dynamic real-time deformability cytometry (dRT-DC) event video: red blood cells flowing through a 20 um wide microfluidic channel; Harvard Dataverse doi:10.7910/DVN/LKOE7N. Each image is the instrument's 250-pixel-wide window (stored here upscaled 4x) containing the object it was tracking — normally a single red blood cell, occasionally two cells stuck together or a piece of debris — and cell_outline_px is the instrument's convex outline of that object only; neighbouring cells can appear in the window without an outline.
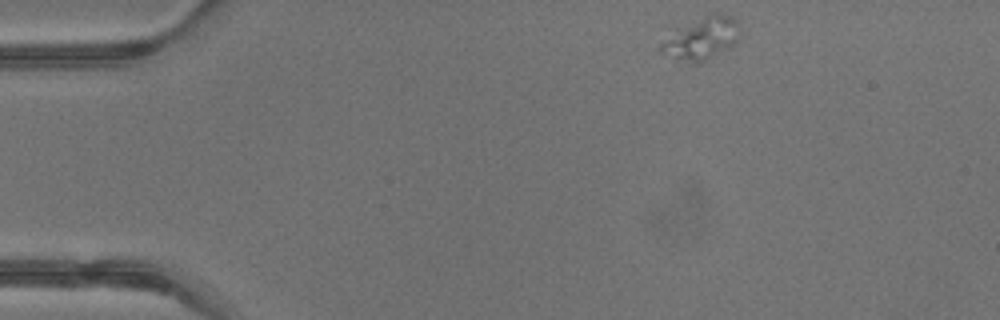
{"species": "common noctule bat (a hibernating species)", "species_latin": "Nyctalus noctula", "temperature_condition": "warm", "stored_images_in_passage": 38, "camera_frame_rate_fps": 3000, "um_per_image_px": 0.085, "animal": {"sex": "male", "body_mass_g": 13.3}, "frame": {"image": 1, "passage_image": 1, "time_ms": 0.0, "image_size_px": [1000, 320], "cell_outline_px": [[740, 32], [736, 44], [732, 48], [696, 64], [660, 52], [660, 44], [676, 28], [716, 12], [732, 16], [736, 20]], "centroid_in_image_um": [59.69, 3.26], "position_along_channel_um": 25.3, "area_um2": 19.25}}
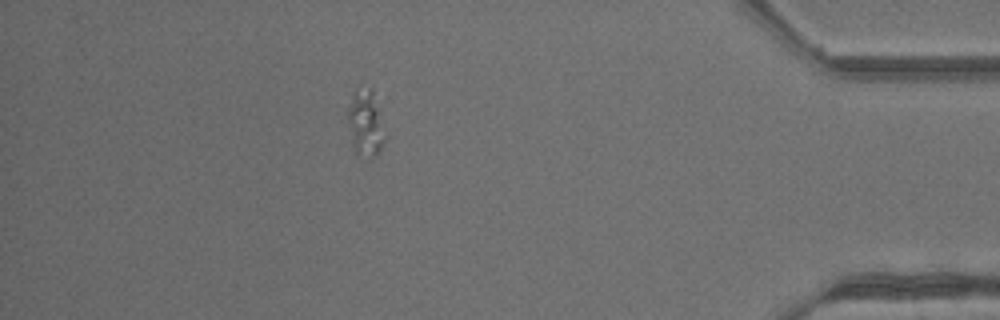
{"frame": {"image": 2, "passage_image": 33, "time_ms": 10.667, "image_size_px": [1000, 320], "cell_outline_px": [[384, 140], [380, 152], [376, 156], [356, 152], [352, 140], [348, 120], [348, 108], [352, 96], [356, 88], [360, 84], [372, 88], [380, 108]], "centroid_in_image_um": [31.08, 10.34], "position_along_channel_um": 404.1, "area_um2": 14.1}}